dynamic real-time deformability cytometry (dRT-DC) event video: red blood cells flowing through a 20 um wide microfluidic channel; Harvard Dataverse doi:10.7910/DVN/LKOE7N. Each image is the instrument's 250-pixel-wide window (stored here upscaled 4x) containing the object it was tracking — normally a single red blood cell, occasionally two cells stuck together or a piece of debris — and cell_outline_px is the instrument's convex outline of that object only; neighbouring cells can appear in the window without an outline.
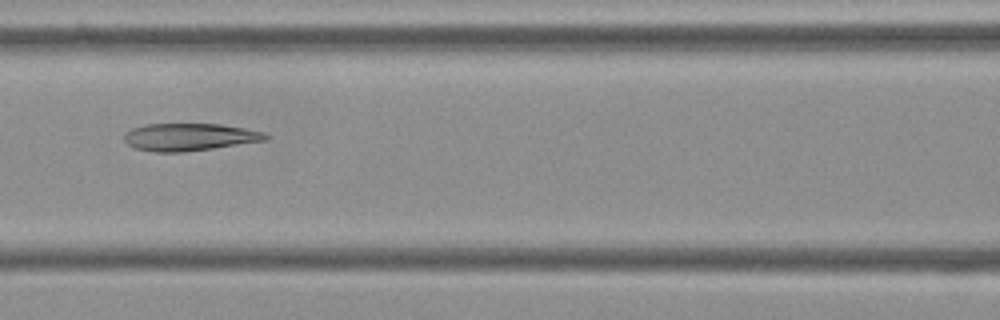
{"species": "Egyptian fruit bat (a non-hibernating species)", "species_latin": "Rousettus aegyptiacus", "temperature_condition": "cold", "stored_images_in_passage": 7, "camera_frame_rate_fps": 3000, "um_per_image_px": 0.085, "frame": {"image": 1, "passage_image": 3, "time_ms": 0.667, "image_size_px": [1000, 320], "cell_outline_px": [[268, 140], [212, 148], [180, 152], [156, 152], [132, 148], [124, 140], [124, 132], [132, 128], [144, 124], [220, 124], [244, 128], [264, 132], [268, 136]], "centroid_in_image_um": [16.06, 11.64], "position_along_channel_um": 150.5, "area_um2": 22.6}}
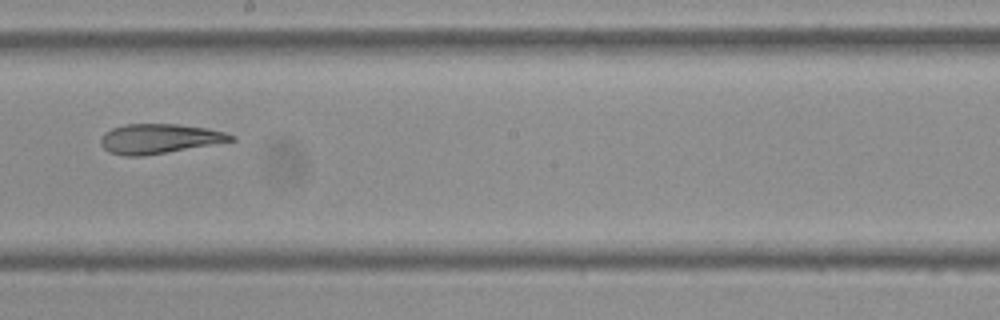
{"frame": {"image": 2, "passage_image": 5, "time_ms": 1.333, "image_size_px": [1000, 320], "cell_outline_px": [[236, 140], [144, 156], [124, 156], [108, 152], [100, 144], [100, 136], [104, 132], [112, 128], [124, 124], [176, 124], [208, 128], [224, 132], [236, 136]], "centroid_in_image_um": [13.5, 11.79], "position_along_channel_um": 234.7, "area_um2": 22.6}}
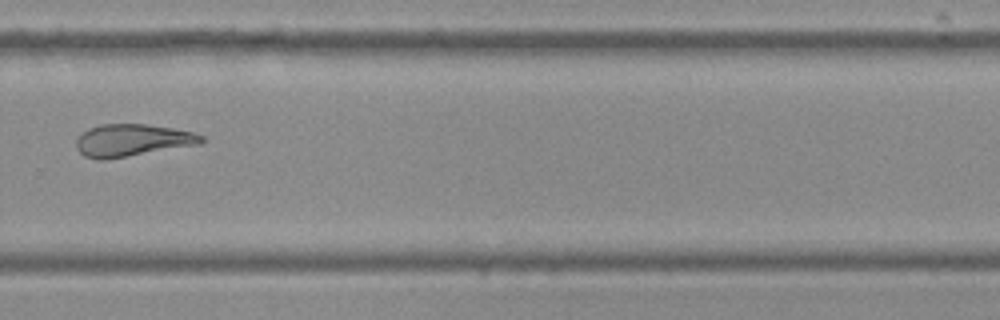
{"frame": {"image": 3, "passage_image": 7, "time_ms": 2.0, "image_size_px": [1000, 320], "cell_outline_px": [[204, 140], [200, 144], [104, 160], [100, 160], [84, 156], [76, 148], [76, 140], [88, 128], [100, 124], [148, 124], [172, 128], [192, 132], [204, 136]], "centroid_in_image_um": [11.23, 11.92], "position_along_channel_um": 318.6, "area_um2": 23.41}}